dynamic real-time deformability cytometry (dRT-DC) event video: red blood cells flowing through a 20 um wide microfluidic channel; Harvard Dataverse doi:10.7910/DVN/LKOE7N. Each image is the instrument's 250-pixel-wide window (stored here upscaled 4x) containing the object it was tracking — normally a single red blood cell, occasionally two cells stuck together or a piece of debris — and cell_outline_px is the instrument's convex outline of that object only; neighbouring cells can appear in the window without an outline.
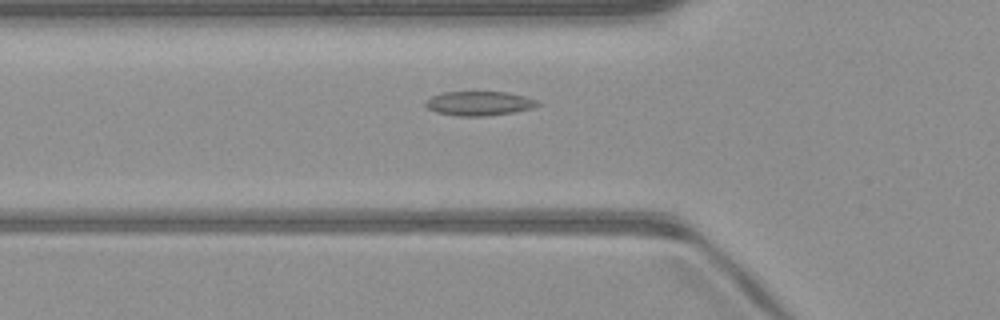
{"species": "common noctule bat (a hibernating species)", "species_latin": "Nyctalus noctula", "temperature_condition": "warm", "stored_images_in_passage": 37, "camera_frame_rate_fps": 3000, "um_per_image_px": 0.085, "animal": {"sex": "male", "body_mass_g": 23.1, "forearm_length_mm": 52.7}, "frame": {"image": 1, "passage_image": 13, "time_ms": 4.0, "image_size_px": [1000, 320], "cell_outline_px": [[540, 104], [532, 108], [512, 112], [484, 116], [456, 116], [436, 112], [428, 108], [424, 104], [424, 100], [432, 96], [444, 92], [508, 92], [524, 96], [536, 100]], "centroid_in_image_um": [40.68, 8.79], "position_along_channel_um": 85.1, "area_um2": 15.78}}
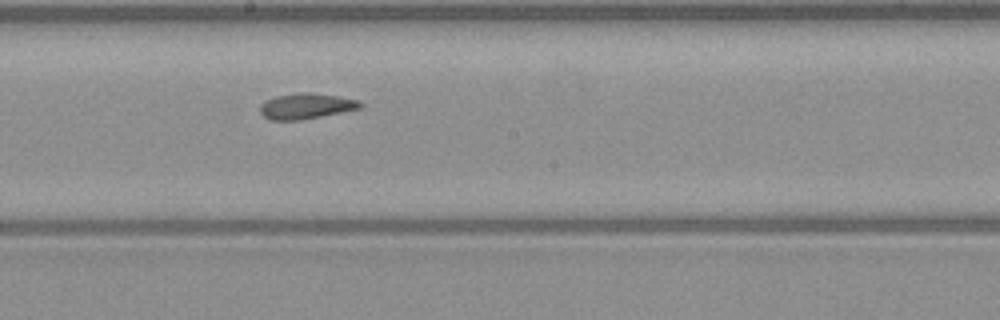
{"frame": {"image": 2, "passage_image": 23, "time_ms": 7.333, "image_size_px": [1000, 320], "cell_outline_px": [[364, 104], [360, 108], [300, 120], [272, 120], [264, 116], [260, 112], [260, 104], [264, 100], [276, 96], [300, 92], [312, 92], [360, 100]], "centroid_in_image_um": [26.0, 9.0], "position_along_channel_um": 222.2, "area_um2": 14.91}}
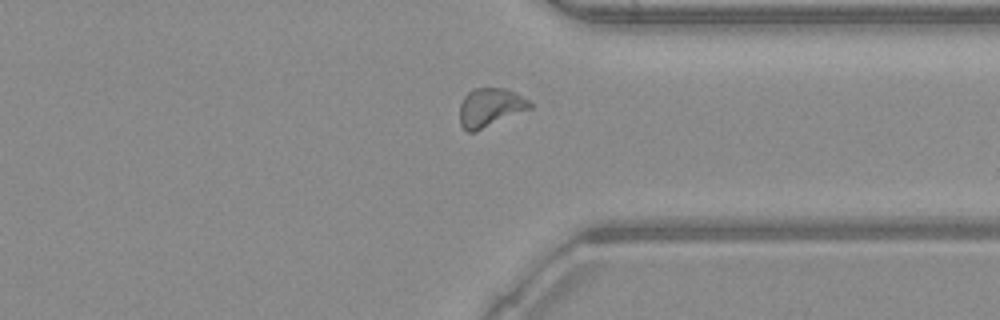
{"frame": {"image": 3, "passage_image": 34, "time_ms": 11.0, "image_size_px": [1000, 320], "cell_outline_px": [[532, 108], [472, 132], [468, 132], [460, 124], [460, 104], [464, 96], [468, 92], [476, 88], [504, 88], [528, 100], [532, 104]], "centroid_in_image_um": [41.64, 9.12], "position_along_channel_um": 369.8, "area_um2": 15.37}, "authors_computed_cell_mechanics": {"area_um2": 15.317, "velocity_mm_per_s": 4.086, "shape_relaxation_time_tau1_ms": null, "shape_relaxation_time_tau2_ms": 3.6736, "deformation_change_tau1": null, "deformation_change_tau2": 0.1072}}